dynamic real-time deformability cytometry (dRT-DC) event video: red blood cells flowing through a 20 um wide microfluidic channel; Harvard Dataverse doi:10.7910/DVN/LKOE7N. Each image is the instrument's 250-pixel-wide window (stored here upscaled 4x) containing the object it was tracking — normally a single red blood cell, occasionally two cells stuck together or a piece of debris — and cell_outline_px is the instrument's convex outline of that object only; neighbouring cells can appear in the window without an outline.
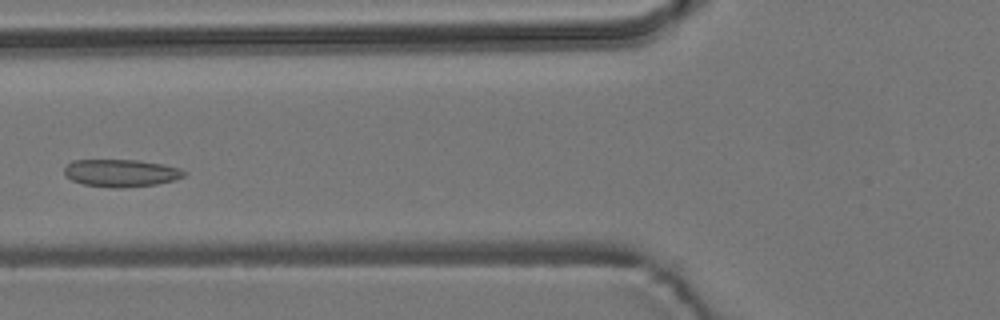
{"species": "common noctule bat (a hibernating species)", "species_latin": "Nyctalus noctula", "temperature_condition": "room temperature", "stored_images_in_passage": 6, "camera_frame_rate_fps": 3000, "um_per_image_px": 0.085, "animal": {"sex": "male", "body_mass_g": 19.2, "forearm_length_mm": 51.8}, "frame": {"image": 1, "passage_image": 5, "time_ms": 5.667, "image_size_px": [1000, 320], "cell_outline_px": [[188, 172], [184, 176], [172, 180], [156, 184], [124, 188], [112, 188], [84, 184], [72, 180], [64, 172], [64, 168], [72, 160], [136, 160], [164, 164], [180, 168]], "centroid_in_image_um": [10.31, 14.7], "position_along_channel_um": 115.5, "area_um2": 19.13}}
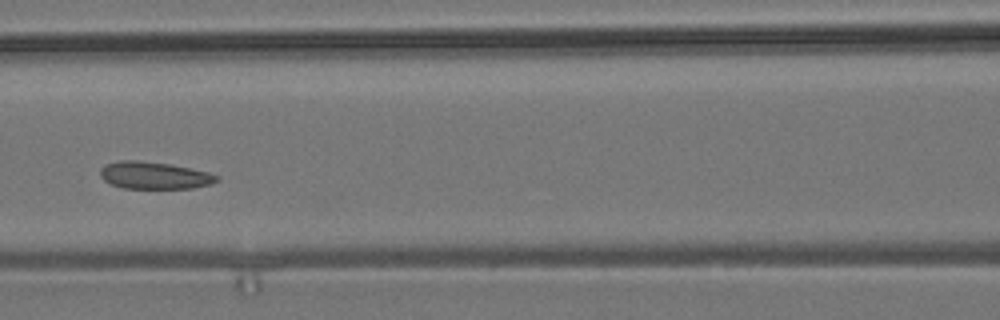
{"frame": {"image": 2, "passage_image": 6, "time_ms": 6.667, "image_size_px": [1000, 320], "cell_outline_px": [[220, 180], [212, 184], [192, 188], [124, 188], [112, 184], [104, 180], [100, 176], [100, 168], [104, 164], [120, 160], [136, 160], [168, 164], [208, 172], [220, 176]], "centroid_in_image_um": [13.11, 14.91], "position_along_channel_um": 153.5, "area_um2": 18.44}}